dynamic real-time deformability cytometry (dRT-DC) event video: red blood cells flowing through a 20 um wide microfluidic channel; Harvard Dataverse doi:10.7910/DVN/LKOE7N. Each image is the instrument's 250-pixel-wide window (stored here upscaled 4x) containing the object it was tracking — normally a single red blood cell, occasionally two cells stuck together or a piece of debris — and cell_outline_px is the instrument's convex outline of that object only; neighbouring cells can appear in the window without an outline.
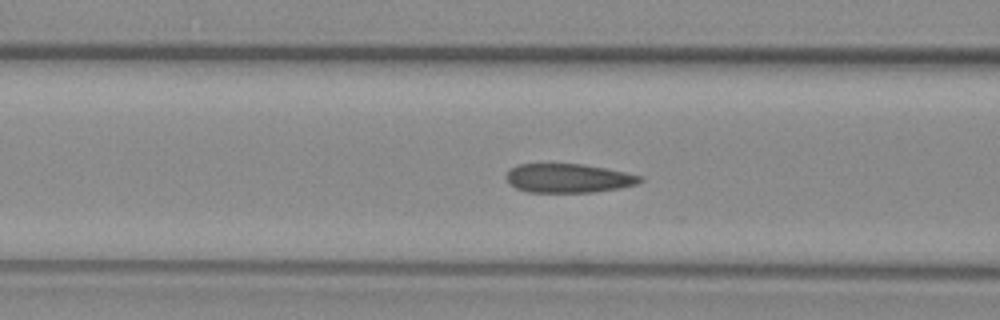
{"species": "common noctule bat (a hibernating species)", "species_latin": "Nyctalus noctula", "temperature_condition": "warm", "stored_images_in_passage": 30, "camera_frame_rate_fps": 3000, "um_per_image_px": 0.085, "animal": {"sex": "female", "body_mass_g": 29.2, "forearm_length_mm": 56.3}, "frame": {"image": 1, "passage_image": 20, "time_ms": 6.333, "image_size_px": [1000, 320], "cell_outline_px": [[644, 180], [636, 184], [620, 188], [592, 192], [528, 192], [516, 188], [508, 184], [504, 176], [516, 164], [584, 164], [608, 168], [644, 176]], "centroid_in_image_um": [48.32, 15.14], "position_along_channel_um": 118.3, "area_um2": 22.83}}
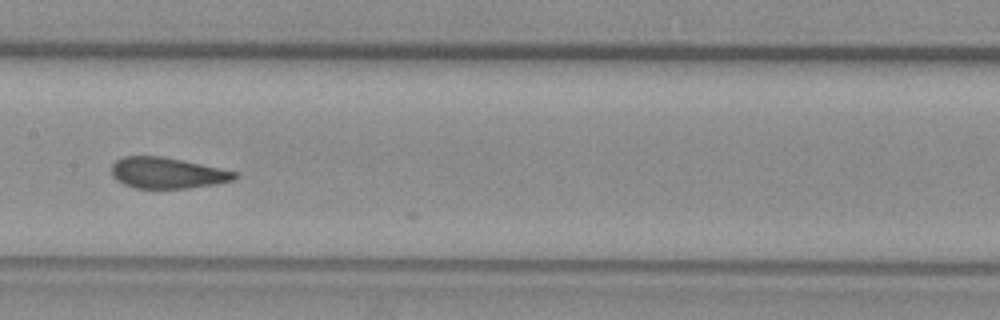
{"frame": {"image": 2, "passage_image": 26, "time_ms": 8.333, "image_size_px": [1000, 320], "cell_outline_px": [[240, 176], [236, 180], [216, 184], [188, 188], [136, 188], [124, 184], [116, 180], [112, 176], [112, 164], [116, 160], [124, 156], [164, 156], [220, 168], [236, 172]], "centroid_in_image_um": [14.24, 14.7], "position_along_channel_um": 193.2, "area_um2": 22.37}}
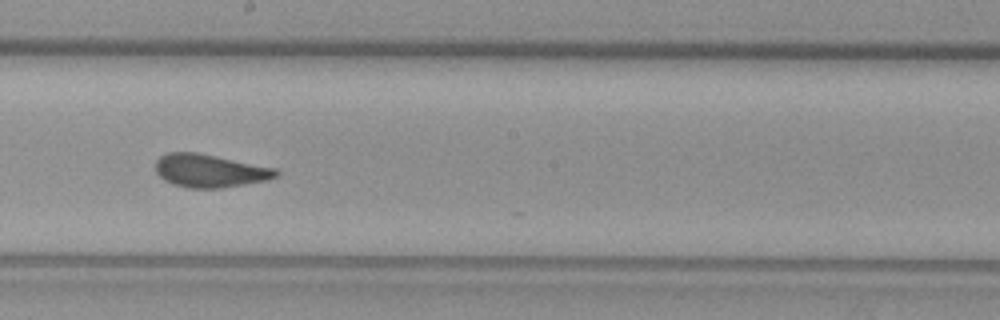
{"frame": {"image": 3, "passage_image": 29, "time_ms": 9.333, "image_size_px": [1000, 320], "cell_outline_px": [[280, 176], [268, 180], [220, 188], [188, 188], [172, 184], [164, 180], [156, 172], [156, 160], [160, 156], [168, 152], [196, 152], [276, 168], [280, 172]], "centroid_in_image_um": [17.84, 14.52], "position_along_channel_um": 230.4, "area_um2": 23.29}}